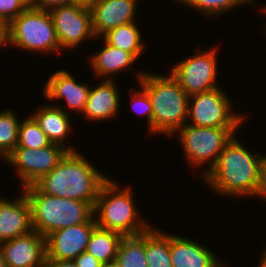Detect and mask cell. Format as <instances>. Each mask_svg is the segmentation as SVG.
Returning <instances> with one entry per match:
<instances>
[{"label": "cell", "instance_id": "5b68a950", "mask_svg": "<svg viewBox=\"0 0 266 267\" xmlns=\"http://www.w3.org/2000/svg\"><path fill=\"white\" fill-rule=\"evenodd\" d=\"M131 190L130 187L119 189L118 183L110 178L101 186L94 206L97 227L119 232L123 236L138 235L151 227L138 214Z\"/></svg>", "mask_w": 266, "mask_h": 267}, {"label": "cell", "instance_id": "4316f807", "mask_svg": "<svg viewBox=\"0 0 266 267\" xmlns=\"http://www.w3.org/2000/svg\"><path fill=\"white\" fill-rule=\"evenodd\" d=\"M50 144L51 142L32 116L20 122L16 147L39 149Z\"/></svg>", "mask_w": 266, "mask_h": 267}, {"label": "cell", "instance_id": "44dd1931", "mask_svg": "<svg viewBox=\"0 0 266 267\" xmlns=\"http://www.w3.org/2000/svg\"><path fill=\"white\" fill-rule=\"evenodd\" d=\"M122 237L119 232L96 227L90 236L86 252L103 265L115 263Z\"/></svg>", "mask_w": 266, "mask_h": 267}, {"label": "cell", "instance_id": "7402d4cb", "mask_svg": "<svg viewBox=\"0 0 266 267\" xmlns=\"http://www.w3.org/2000/svg\"><path fill=\"white\" fill-rule=\"evenodd\" d=\"M142 33L139 30L136 21L125 25L118 26L107 31L100 38L118 49H122L128 53H131L136 59L140 57L145 47L141 36Z\"/></svg>", "mask_w": 266, "mask_h": 267}, {"label": "cell", "instance_id": "f35d334b", "mask_svg": "<svg viewBox=\"0 0 266 267\" xmlns=\"http://www.w3.org/2000/svg\"><path fill=\"white\" fill-rule=\"evenodd\" d=\"M263 9V12L266 14V6H265V8H262ZM265 29H266V26H265ZM265 32H266V30H265Z\"/></svg>", "mask_w": 266, "mask_h": 267}, {"label": "cell", "instance_id": "d4e9b609", "mask_svg": "<svg viewBox=\"0 0 266 267\" xmlns=\"http://www.w3.org/2000/svg\"><path fill=\"white\" fill-rule=\"evenodd\" d=\"M20 122L11 109L0 112V157L4 161L17 146Z\"/></svg>", "mask_w": 266, "mask_h": 267}, {"label": "cell", "instance_id": "8fae6325", "mask_svg": "<svg viewBox=\"0 0 266 267\" xmlns=\"http://www.w3.org/2000/svg\"><path fill=\"white\" fill-rule=\"evenodd\" d=\"M49 13L53 20L61 51L78 47L81 42L89 38L90 40L96 39L92 29L90 9L70 3L53 8Z\"/></svg>", "mask_w": 266, "mask_h": 267}, {"label": "cell", "instance_id": "f1b7e54d", "mask_svg": "<svg viewBox=\"0 0 266 267\" xmlns=\"http://www.w3.org/2000/svg\"><path fill=\"white\" fill-rule=\"evenodd\" d=\"M30 6V0H0V22L7 26Z\"/></svg>", "mask_w": 266, "mask_h": 267}, {"label": "cell", "instance_id": "cb8c5ba5", "mask_svg": "<svg viewBox=\"0 0 266 267\" xmlns=\"http://www.w3.org/2000/svg\"><path fill=\"white\" fill-rule=\"evenodd\" d=\"M115 264L117 267H148L145 259V231L122 237Z\"/></svg>", "mask_w": 266, "mask_h": 267}, {"label": "cell", "instance_id": "8992f818", "mask_svg": "<svg viewBox=\"0 0 266 267\" xmlns=\"http://www.w3.org/2000/svg\"><path fill=\"white\" fill-rule=\"evenodd\" d=\"M45 54L61 51L49 11L29 6L6 26V45Z\"/></svg>", "mask_w": 266, "mask_h": 267}, {"label": "cell", "instance_id": "9c48e42d", "mask_svg": "<svg viewBox=\"0 0 266 267\" xmlns=\"http://www.w3.org/2000/svg\"><path fill=\"white\" fill-rule=\"evenodd\" d=\"M196 50V54L177 63L169 73L189 96L220 87L216 84L218 51L214 47L209 51H202L200 47Z\"/></svg>", "mask_w": 266, "mask_h": 267}, {"label": "cell", "instance_id": "6da1fadb", "mask_svg": "<svg viewBox=\"0 0 266 267\" xmlns=\"http://www.w3.org/2000/svg\"><path fill=\"white\" fill-rule=\"evenodd\" d=\"M261 158L262 154L254 155L234 135L216 164L201 177L220 196L255 197Z\"/></svg>", "mask_w": 266, "mask_h": 267}, {"label": "cell", "instance_id": "8d00e7d4", "mask_svg": "<svg viewBox=\"0 0 266 267\" xmlns=\"http://www.w3.org/2000/svg\"><path fill=\"white\" fill-rule=\"evenodd\" d=\"M0 267H7L5 259H4V253H3L1 243H0Z\"/></svg>", "mask_w": 266, "mask_h": 267}, {"label": "cell", "instance_id": "ac0fdd59", "mask_svg": "<svg viewBox=\"0 0 266 267\" xmlns=\"http://www.w3.org/2000/svg\"><path fill=\"white\" fill-rule=\"evenodd\" d=\"M96 87L90 88L83 115L90 121L112 119L120 108V95L114 79L101 80Z\"/></svg>", "mask_w": 266, "mask_h": 267}, {"label": "cell", "instance_id": "4dcf8cb0", "mask_svg": "<svg viewBox=\"0 0 266 267\" xmlns=\"http://www.w3.org/2000/svg\"><path fill=\"white\" fill-rule=\"evenodd\" d=\"M70 3H72L71 0H30V6L44 11H50L53 8Z\"/></svg>", "mask_w": 266, "mask_h": 267}, {"label": "cell", "instance_id": "836d02e7", "mask_svg": "<svg viewBox=\"0 0 266 267\" xmlns=\"http://www.w3.org/2000/svg\"><path fill=\"white\" fill-rule=\"evenodd\" d=\"M100 0H71L74 5L85 9H92Z\"/></svg>", "mask_w": 266, "mask_h": 267}, {"label": "cell", "instance_id": "ffe728a7", "mask_svg": "<svg viewBox=\"0 0 266 267\" xmlns=\"http://www.w3.org/2000/svg\"><path fill=\"white\" fill-rule=\"evenodd\" d=\"M103 42L102 49L89 57V63L95 77L112 80L111 75L114 76L124 68L127 70L137 59L131 53L115 48L104 40Z\"/></svg>", "mask_w": 266, "mask_h": 267}, {"label": "cell", "instance_id": "5bb4252c", "mask_svg": "<svg viewBox=\"0 0 266 267\" xmlns=\"http://www.w3.org/2000/svg\"><path fill=\"white\" fill-rule=\"evenodd\" d=\"M33 231L31 206L25 192L9 201L0 198V243Z\"/></svg>", "mask_w": 266, "mask_h": 267}, {"label": "cell", "instance_id": "74e56055", "mask_svg": "<svg viewBox=\"0 0 266 267\" xmlns=\"http://www.w3.org/2000/svg\"><path fill=\"white\" fill-rule=\"evenodd\" d=\"M102 267H117V265L115 263H111V264L102 265Z\"/></svg>", "mask_w": 266, "mask_h": 267}, {"label": "cell", "instance_id": "1f68e13d", "mask_svg": "<svg viewBox=\"0 0 266 267\" xmlns=\"http://www.w3.org/2000/svg\"><path fill=\"white\" fill-rule=\"evenodd\" d=\"M74 262L76 263L77 267H102L103 265L86 251L77 256L74 259Z\"/></svg>", "mask_w": 266, "mask_h": 267}, {"label": "cell", "instance_id": "f546056e", "mask_svg": "<svg viewBox=\"0 0 266 267\" xmlns=\"http://www.w3.org/2000/svg\"><path fill=\"white\" fill-rule=\"evenodd\" d=\"M255 197H260L262 200L266 201V154H262L259 163L258 184Z\"/></svg>", "mask_w": 266, "mask_h": 267}, {"label": "cell", "instance_id": "52a82bcc", "mask_svg": "<svg viewBox=\"0 0 266 267\" xmlns=\"http://www.w3.org/2000/svg\"><path fill=\"white\" fill-rule=\"evenodd\" d=\"M236 129L239 128L200 127L185 124L176 134L179 136L188 163L200 168L201 165L210 162L209 166L205 167V171L201 173L204 176L216 164L225 145L236 135Z\"/></svg>", "mask_w": 266, "mask_h": 267}, {"label": "cell", "instance_id": "83f0119b", "mask_svg": "<svg viewBox=\"0 0 266 267\" xmlns=\"http://www.w3.org/2000/svg\"><path fill=\"white\" fill-rule=\"evenodd\" d=\"M140 85V90L138 91H133L128 92L131 94L130 96V102L132 105V110H134L138 114H144L146 115L147 118V123H148V131L150 134H152V118H153V107H152V102L151 99L148 95L147 90L141 85Z\"/></svg>", "mask_w": 266, "mask_h": 267}, {"label": "cell", "instance_id": "e0dca14e", "mask_svg": "<svg viewBox=\"0 0 266 267\" xmlns=\"http://www.w3.org/2000/svg\"><path fill=\"white\" fill-rule=\"evenodd\" d=\"M170 256L173 267H226L209 248L178 234H170Z\"/></svg>", "mask_w": 266, "mask_h": 267}, {"label": "cell", "instance_id": "7c38bea8", "mask_svg": "<svg viewBox=\"0 0 266 267\" xmlns=\"http://www.w3.org/2000/svg\"><path fill=\"white\" fill-rule=\"evenodd\" d=\"M96 227L93 217L89 222L51 232L45 237L46 259L74 260L86 251L90 236Z\"/></svg>", "mask_w": 266, "mask_h": 267}, {"label": "cell", "instance_id": "484cf974", "mask_svg": "<svg viewBox=\"0 0 266 267\" xmlns=\"http://www.w3.org/2000/svg\"><path fill=\"white\" fill-rule=\"evenodd\" d=\"M178 3L185 4L193 10H197L200 14H204L205 17H217L218 15H223L229 9L235 8L238 5L247 4L253 6L255 5V0H175ZM249 3V4H248ZM226 11V12H225Z\"/></svg>", "mask_w": 266, "mask_h": 267}, {"label": "cell", "instance_id": "d6a6232c", "mask_svg": "<svg viewBox=\"0 0 266 267\" xmlns=\"http://www.w3.org/2000/svg\"><path fill=\"white\" fill-rule=\"evenodd\" d=\"M45 267H77L74 260L46 259Z\"/></svg>", "mask_w": 266, "mask_h": 267}, {"label": "cell", "instance_id": "9a60e30c", "mask_svg": "<svg viewBox=\"0 0 266 267\" xmlns=\"http://www.w3.org/2000/svg\"><path fill=\"white\" fill-rule=\"evenodd\" d=\"M138 0H100L91 9L92 29L95 37L121 25L135 22Z\"/></svg>", "mask_w": 266, "mask_h": 267}, {"label": "cell", "instance_id": "277c9868", "mask_svg": "<svg viewBox=\"0 0 266 267\" xmlns=\"http://www.w3.org/2000/svg\"><path fill=\"white\" fill-rule=\"evenodd\" d=\"M31 206L32 227L46 237L62 228L89 222L94 206L85 201L42 193L34 184L22 188Z\"/></svg>", "mask_w": 266, "mask_h": 267}, {"label": "cell", "instance_id": "2e32d148", "mask_svg": "<svg viewBox=\"0 0 266 267\" xmlns=\"http://www.w3.org/2000/svg\"><path fill=\"white\" fill-rule=\"evenodd\" d=\"M72 76L73 74L64 69L56 71L44 84L43 95L51 101L64 98L68 109L83 113L91 86L77 83Z\"/></svg>", "mask_w": 266, "mask_h": 267}, {"label": "cell", "instance_id": "d6986e66", "mask_svg": "<svg viewBox=\"0 0 266 267\" xmlns=\"http://www.w3.org/2000/svg\"><path fill=\"white\" fill-rule=\"evenodd\" d=\"M67 110L61 106L45 105L31 115L38 123L41 130L45 133L51 143L65 147L69 152H76L75 147L64 145V140L70 134L72 128L71 116Z\"/></svg>", "mask_w": 266, "mask_h": 267}, {"label": "cell", "instance_id": "603a6c76", "mask_svg": "<svg viewBox=\"0 0 266 267\" xmlns=\"http://www.w3.org/2000/svg\"><path fill=\"white\" fill-rule=\"evenodd\" d=\"M145 259L148 267H173L170 233L153 228L145 231Z\"/></svg>", "mask_w": 266, "mask_h": 267}, {"label": "cell", "instance_id": "4fadbf2b", "mask_svg": "<svg viewBox=\"0 0 266 267\" xmlns=\"http://www.w3.org/2000/svg\"><path fill=\"white\" fill-rule=\"evenodd\" d=\"M7 267H45L46 240L36 230L1 243Z\"/></svg>", "mask_w": 266, "mask_h": 267}, {"label": "cell", "instance_id": "e575fe53", "mask_svg": "<svg viewBox=\"0 0 266 267\" xmlns=\"http://www.w3.org/2000/svg\"><path fill=\"white\" fill-rule=\"evenodd\" d=\"M6 45V26L0 22V47Z\"/></svg>", "mask_w": 266, "mask_h": 267}, {"label": "cell", "instance_id": "ba28073f", "mask_svg": "<svg viewBox=\"0 0 266 267\" xmlns=\"http://www.w3.org/2000/svg\"><path fill=\"white\" fill-rule=\"evenodd\" d=\"M221 87L189 96L188 120L190 125L215 128H239L243 123L242 114L232 112L230 97ZM192 122V123H190Z\"/></svg>", "mask_w": 266, "mask_h": 267}, {"label": "cell", "instance_id": "30bf717a", "mask_svg": "<svg viewBox=\"0 0 266 267\" xmlns=\"http://www.w3.org/2000/svg\"><path fill=\"white\" fill-rule=\"evenodd\" d=\"M68 152L65 147L54 143L39 149L16 147L5 161L17 169L16 175L24 188L51 172Z\"/></svg>", "mask_w": 266, "mask_h": 267}, {"label": "cell", "instance_id": "d590c367", "mask_svg": "<svg viewBox=\"0 0 266 267\" xmlns=\"http://www.w3.org/2000/svg\"><path fill=\"white\" fill-rule=\"evenodd\" d=\"M258 264V267H266V249L261 253V260Z\"/></svg>", "mask_w": 266, "mask_h": 267}, {"label": "cell", "instance_id": "3957f363", "mask_svg": "<svg viewBox=\"0 0 266 267\" xmlns=\"http://www.w3.org/2000/svg\"><path fill=\"white\" fill-rule=\"evenodd\" d=\"M138 72L136 78L147 90L152 102V134L175 136L187 123L189 95L171 74L165 76L146 71Z\"/></svg>", "mask_w": 266, "mask_h": 267}, {"label": "cell", "instance_id": "7a4b0ae2", "mask_svg": "<svg viewBox=\"0 0 266 267\" xmlns=\"http://www.w3.org/2000/svg\"><path fill=\"white\" fill-rule=\"evenodd\" d=\"M79 151L68 152L34 185L47 195L85 201L95 206L101 186L109 179Z\"/></svg>", "mask_w": 266, "mask_h": 267}]
</instances>
